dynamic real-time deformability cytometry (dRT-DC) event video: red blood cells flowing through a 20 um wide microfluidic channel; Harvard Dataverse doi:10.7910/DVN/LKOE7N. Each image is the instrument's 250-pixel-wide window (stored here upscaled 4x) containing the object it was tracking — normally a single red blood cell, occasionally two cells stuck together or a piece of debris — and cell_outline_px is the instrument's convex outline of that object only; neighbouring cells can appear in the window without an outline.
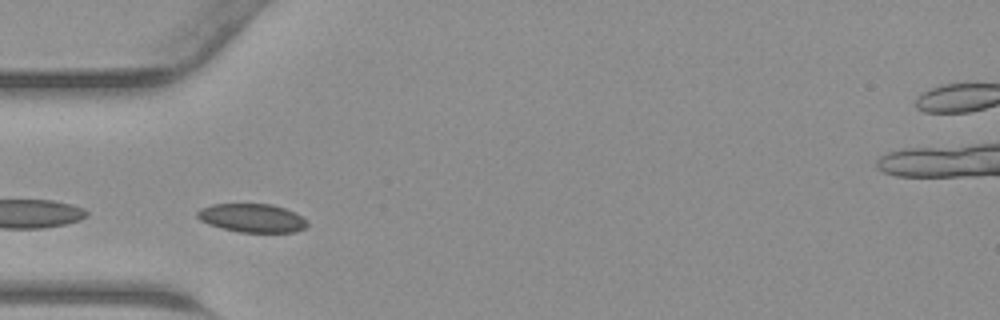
{"species": "common noctule bat (a hibernating species)", "species_latin": "Nyctalus noctula", "temperature_condition": "warm", "stored_images_in_passage": 11, "camera_frame_rate_fps": 3000, "um_per_image_px": 0.085, "animal": {"sex": "male", "body_mass_g": 23.1, "forearm_length_mm": 52.7}, "frame": {"image": 1, "passage_image": 7, "time_ms": 2.0, "image_size_px": [1000, 320], "cell_outline_px": [[308, 224], [304, 228], [296, 232], [240, 232], [208, 224], [200, 220], [196, 216], [196, 212], [200, 208], [212, 204], [272, 204], [296, 212], [308, 220]], "centroid_in_image_um": [21.45, 18.52], "position_along_channel_um": 63.6, "area_um2": 18.38}}